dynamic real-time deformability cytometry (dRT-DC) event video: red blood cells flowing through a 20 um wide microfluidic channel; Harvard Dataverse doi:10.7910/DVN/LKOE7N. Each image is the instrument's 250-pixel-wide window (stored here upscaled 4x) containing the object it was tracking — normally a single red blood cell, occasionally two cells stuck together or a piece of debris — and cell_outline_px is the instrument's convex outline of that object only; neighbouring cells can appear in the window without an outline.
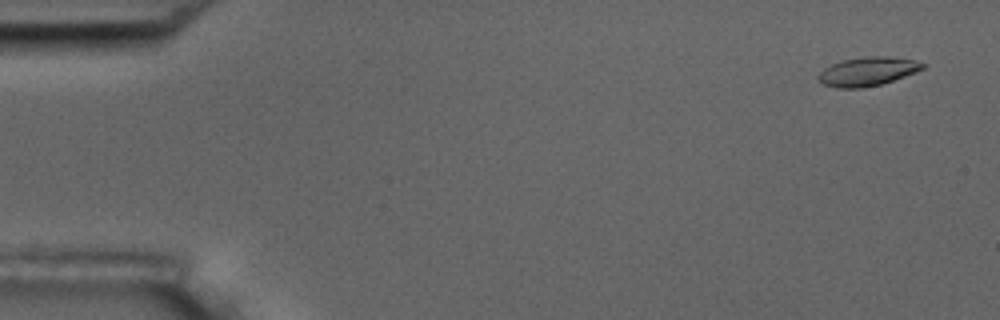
{"species": "common noctule bat (a hibernating species)", "species_latin": "Nyctalus noctula", "temperature_condition": "room temperature", "stored_images_in_passage": 5, "camera_frame_rate_fps": 3000, "um_per_image_px": 0.085, "animal": {"sex": "male", "body_mass_g": 17.5, "forearm_length_mm": 52.3}, "frame": {"image": 1, "passage_image": 1, "time_ms": 0.0, "image_size_px": [1000, 320], "cell_outline_px": [[924, 68], [916, 72], [880, 84], [860, 88], [836, 88], [824, 84], [816, 80], [816, 76], [824, 68], [832, 64], [844, 60], [864, 56], [888, 56], [912, 60], [924, 64]], "centroid_in_image_um": [73.68, 6.07], "position_along_channel_um": 11.3, "area_um2": 17.34}}
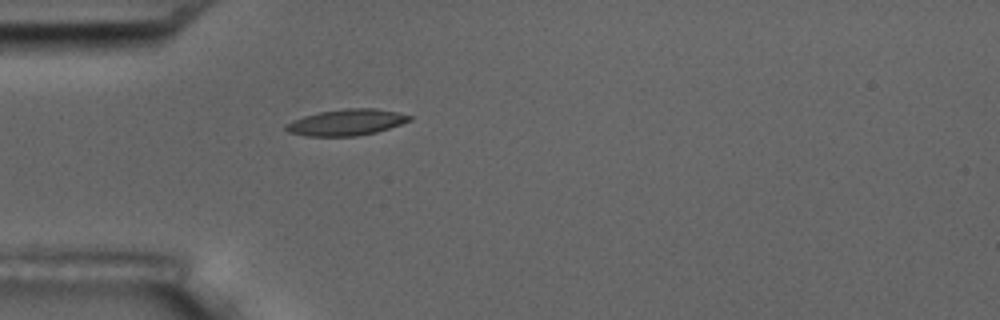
{"frame": {"image": 2, "passage_image": 5, "time_ms": 4.667, "image_size_px": [1000, 320], "cell_outline_px": [[412, 120], [376, 132], [356, 136], [304, 136], [288, 132], [284, 128], [284, 124], [292, 120], [304, 116], [320, 112], [344, 108], [376, 108], [396, 112], [412, 116]], "centroid_in_image_um": [29.41, 10.4], "position_along_channel_um": 55.6, "area_um2": 18.9}}